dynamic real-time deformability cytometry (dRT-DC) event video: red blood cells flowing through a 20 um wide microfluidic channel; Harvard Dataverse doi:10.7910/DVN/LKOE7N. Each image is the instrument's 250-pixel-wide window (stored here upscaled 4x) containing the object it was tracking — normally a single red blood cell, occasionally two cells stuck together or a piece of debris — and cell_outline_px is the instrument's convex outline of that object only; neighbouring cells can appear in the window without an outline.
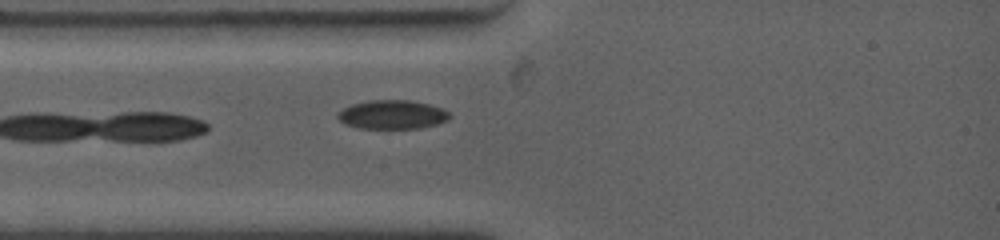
{"species": "common noctule bat (a hibernating species)", "species_latin": "Nyctalus noctula", "temperature_condition": "warm", "stored_images_in_passage": 66, "camera_frame_rate_fps": 4500, "um_per_image_px": 0.085, "animal": {"sex": "female", "body_mass_g": 19.0, "forearm_length_mm": 53.3}, "frame": {"image": 1, "passage_image": 6, "time_ms": 1.111, "image_size_px": [1000, 240], "cell_outline_px": [[452, 116], [448, 120], [436, 124], [420, 128], [360, 128], [344, 124], [336, 116], [336, 112], [352, 104], [368, 100], [408, 100], [428, 104], [440, 108], [448, 112]], "centroid_in_image_um": [33.31, 9.74], "position_along_channel_um": 51.7, "area_um2": 18.79}}
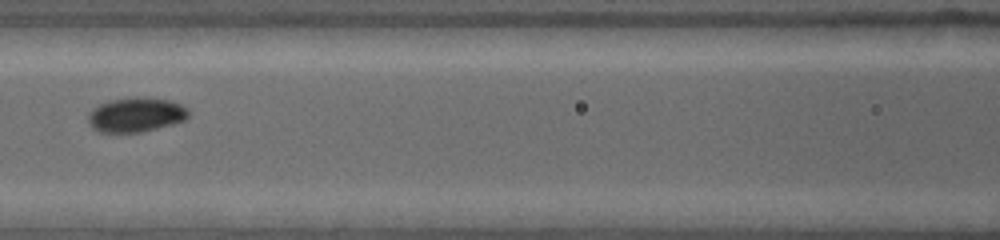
{"frame": {"image": 2, "passage_image": 18, "time_ms": 3.778, "image_size_px": [1000, 240], "cell_outline_px": [[188, 116], [184, 120], [172, 124], [140, 132], [100, 132], [92, 128], [88, 124], [88, 112], [100, 104], [108, 100], [136, 96], [168, 100], [180, 104], [188, 108]], "centroid_in_image_um": [11.52, 9.74], "position_along_channel_um": 155.1, "area_um2": 20.17}}
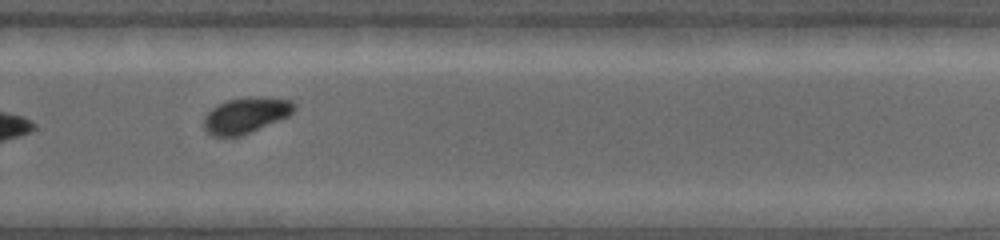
{"frame": {"image": 3, "passage_image": 36, "time_ms": 7.778, "image_size_px": [1000, 240], "cell_outline_px": [[296, 108], [288, 116], [240, 136], [212, 136], [204, 128], [204, 116], [212, 108], [228, 100], [256, 96], [260, 96], [292, 100], [296, 104]], "centroid_in_image_um": [20.91, 9.78], "position_along_channel_um": 308.9, "area_um2": 18.61}, "authors_computed_cell_mechanics": {"area_um2": 20.2011, "velocity_mm_per_s": 3.8533, "shape_relaxation_time_tau1_ms": 2.4884, "shape_relaxation_time_tau2_ms": 5.1913, "deformation_change_tau1": 0.1131, "deformation_change_tau2": 0.0425}}